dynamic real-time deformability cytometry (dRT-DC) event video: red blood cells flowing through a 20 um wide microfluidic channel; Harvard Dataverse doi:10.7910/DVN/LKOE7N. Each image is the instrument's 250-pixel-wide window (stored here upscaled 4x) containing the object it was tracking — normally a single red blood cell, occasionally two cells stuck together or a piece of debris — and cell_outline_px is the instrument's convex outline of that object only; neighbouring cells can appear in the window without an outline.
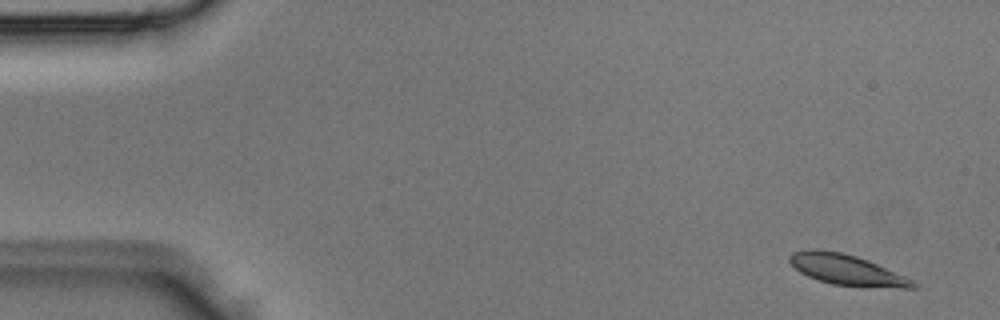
{"species": "Egyptian fruit bat (a non-hibernating species)", "species_latin": "Rousettus aegyptiacus", "temperature_condition": "room temperature", "stored_images_in_passage": 3, "camera_frame_rate_fps": 3000, "um_per_image_px": 0.085, "animal": {"sex": "male"}, "frame": {"image": 1, "passage_image": 1, "time_ms": 0.0, "image_size_px": [1000, 320], "cell_outline_px": [[920, 288], [900, 288], [832, 284], [808, 276], [800, 272], [788, 260], [788, 256], [792, 252], [808, 248], [820, 248], [840, 252], [856, 256], [868, 260], [904, 276], [920, 284]], "centroid_in_image_um": [71.96, 22.91], "position_along_channel_um": 13.0, "area_um2": 21.91}}
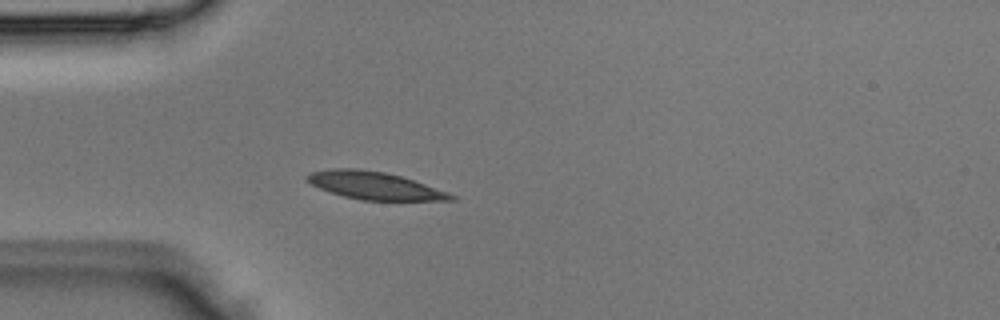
{"frame": {"image": 2, "passage_image": 3, "time_ms": 0.667, "image_size_px": [1000, 320], "cell_outline_px": [[456, 200], [360, 200], [344, 196], [320, 188], [304, 180], [304, 176], [312, 172], [332, 168], [360, 168], [384, 172], [400, 176], [448, 192], [456, 196]], "centroid_in_image_um": [31.8, 15.77], "position_along_channel_um": 53.2, "area_um2": 22.95}}